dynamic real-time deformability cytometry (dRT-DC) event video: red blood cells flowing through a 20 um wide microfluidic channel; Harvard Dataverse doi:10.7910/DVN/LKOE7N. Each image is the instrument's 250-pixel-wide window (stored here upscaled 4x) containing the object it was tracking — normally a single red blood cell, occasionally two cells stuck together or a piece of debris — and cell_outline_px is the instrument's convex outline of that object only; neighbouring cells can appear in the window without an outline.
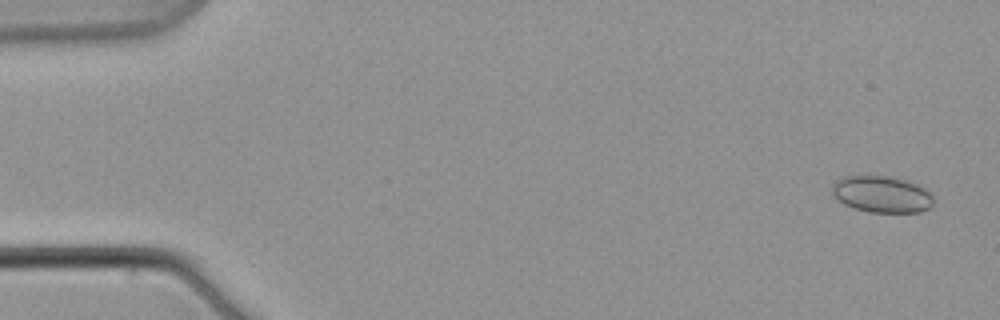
{"species": "common noctule bat (a hibernating species)", "species_latin": "Nyctalus noctula", "temperature_condition": "warm", "stored_images_in_passage": 4, "camera_frame_rate_fps": 3000, "um_per_image_px": 0.085, "animal": {"sex": "male", "body_mass_g": 21.5, "forearm_length_mm": 52.0}, "frame": {"image": 1, "passage_image": 1, "time_ms": 0.0, "image_size_px": [1000, 320], "cell_outline_px": [[932, 204], [928, 208], [920, 212], [868, 212], [844, 204], [832, 196], [832, 184], [836, 180], [844, 176], [888, 176], [904, 180], [916, 184], [924, 188], [932, 196]], "centroid_in_image_um": [74.9, 16.51], "position_along_channel_um": 10.1, "area_um2": 21.44}}